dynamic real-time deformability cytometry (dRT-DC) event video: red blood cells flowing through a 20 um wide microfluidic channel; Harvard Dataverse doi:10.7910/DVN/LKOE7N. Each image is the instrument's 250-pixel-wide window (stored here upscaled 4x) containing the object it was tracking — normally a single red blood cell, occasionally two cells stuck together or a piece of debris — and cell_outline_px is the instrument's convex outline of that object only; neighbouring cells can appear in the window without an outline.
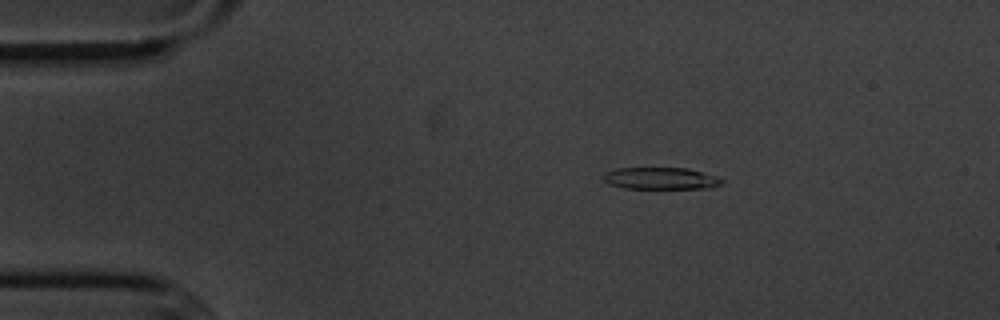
{"species": "common noctule bat (a hibernating species)", "species_latin": "Nyctalus noctula", "temperature_condition": "cold", "stored_images_in_passage": 54, "camera_frame_rate_fps": 3000, "um_per_image_px": 0.085, "animal": {"sex": "male", "body_mass_g": 20.1, "forearm_length_mm": 53.5}, "frame": {"image": 1, "passage_image": 9, "time_ms": 2.667, "image_size_px": [1000, 320], "cell_outline_px": [[724, 184], [712, 188], [624, 188], [608, 184], [604, 180], [604, 172], [616, 168], [688, 168], [716, 176], [724, 180]], "centroid_in_image_um": [56.19, 15.16], "position_along_channel_um": 28.8, "area_um2": 15.2}}
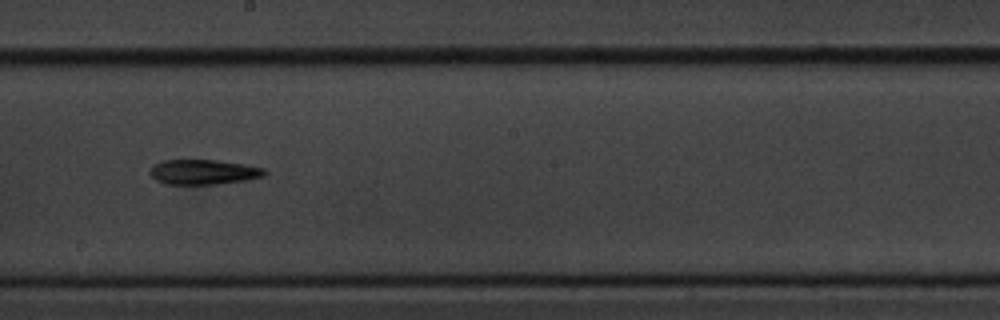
{"frame": {"image": 2, "passage_image": 30, "time_ms": 9.667, "image_size_px": [1000, 320], "cell_outline_px": [[268, 172], [264, 176], [244, 180], [216, 184], [168, 184], [156, 180], [148, 172], [152, 164], [160, 160], [216, 160], [244, 164], [264, 168]], "centroid_in_image_um": [17.26, 14.61], "position_along_channel_um": 230.9, "area_um2": 16.7}}
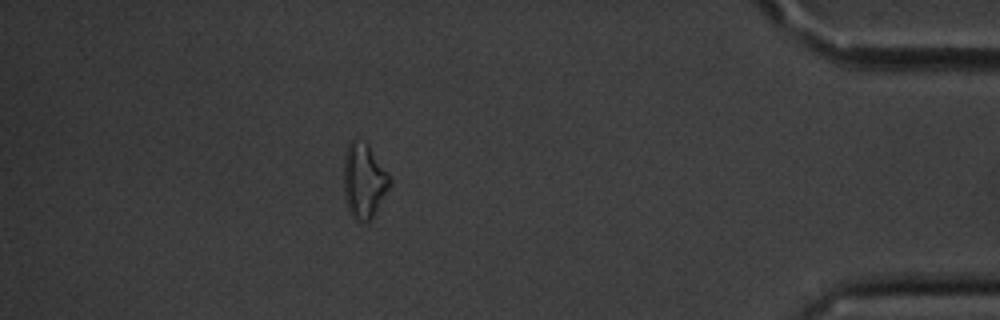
{"frame": {"image": 3, "passage_image": 48, "time_ms": 15.667, "image_size_px": [1000, 320], "cell_outline_px": [[392, 184], [372, 216], [364, 224], [356, 220], [352, 216], [348, 208], [344, 192], [344, 156], [348, 144], [356, 136], [368, 144], [388, 172], [392, 180]], "centroid_in_image_um": [30.94, 15.32], "position_along_channel_um": 404.3, "area_um2": 20.17}, "authors_computed_cell_mechanics": {"area_um2": 16.5886, "velocity_mm_per_s": 3.6336, "shape_relaxation_time_tau1_ms": 10.5301, "shape_relaxation_time_tau2_ms": null, "deformation_change_tau1": 0.2621, "deformation_change_tau2": null}}